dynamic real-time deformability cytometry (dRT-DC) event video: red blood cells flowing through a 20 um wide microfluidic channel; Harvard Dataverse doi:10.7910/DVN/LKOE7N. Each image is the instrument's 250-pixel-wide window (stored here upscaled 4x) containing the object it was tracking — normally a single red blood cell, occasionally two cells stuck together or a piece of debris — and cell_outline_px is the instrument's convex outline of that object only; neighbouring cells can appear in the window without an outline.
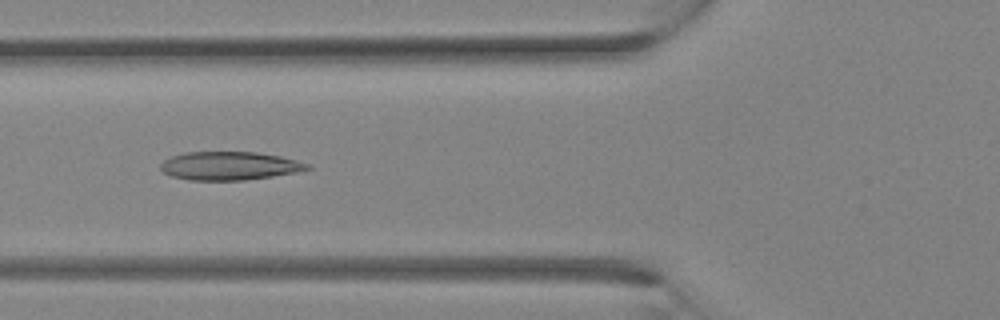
{"species": "Egyptian fruit bat (a non-hibernating species)", "species_latin": "Rousettus aegyptiacus", "temperature_condition": "room temperature", "stored_images_in_passage": 28, "camera_frame_rate_fps": 3000, "um_per_image_px": 0.085, "animal": {"sex": "female"}, "frame": {"image": 1, "passage_image": 8, "time_ms": 2.333, "image_size_px": [1000, 320], "cell_outline_px": [[312, 168], [296, 172], [272, 176], [244, 180], [188, 180], [172, 176], [164, 172], [160, 168], [160, 164], [164, 160], [172, 156], [184, 152], [256, 152], [280, 156], [312, 164]], "centroid_in_image_um": [19.52, 14.09], "position_along_channel_um": 106.3, "area_um2": 24.28}}
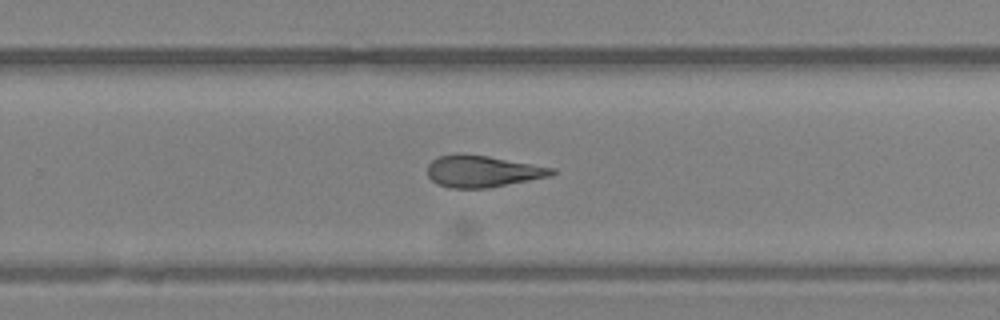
{"frame": {"image": 2, "passage_image": 17, "time_ms": 5.333, "image_size_px": [1000, 320], "cell_outline_px": [[556, 172], [552, 176], [488, 188], [452, 188], [436, 184], [428, 176], [428, 164], [432, 160], [440, 156], [456, 152], [488, 156], [556, 168]], "centroid_in_image_um": [41.02, 14.55], "position_along_channel_um": 288.8, "area_um2": 23.18}}
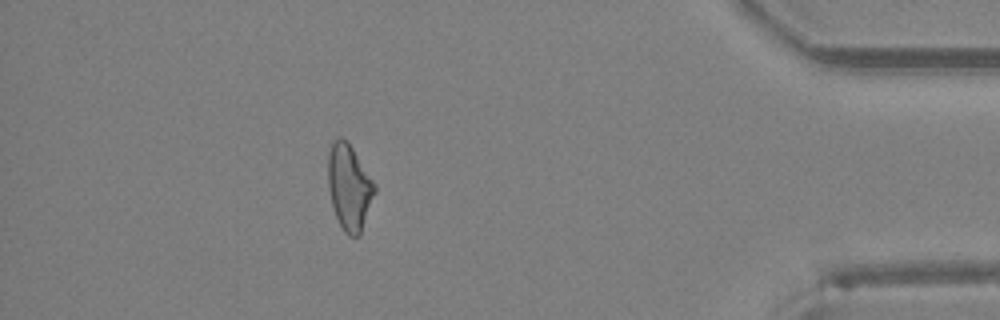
{"frame": {"image": 3, "passage_image": 25, "time_ms": 8.0, "image_size_px": [1000, 320], "cell_outline_px": [[376, 192], [360, 232], [356, 236], [348, 236], [344, 232], [336, 216], [332, 204], [328, 188], [328, 152], [332, 140], [340, 136], [348, 140], [376, 184]], "centroid_in_image_um": [29.68, 15.84], "position_along_channel_um": 405.5, "area_um2": 23.41}}